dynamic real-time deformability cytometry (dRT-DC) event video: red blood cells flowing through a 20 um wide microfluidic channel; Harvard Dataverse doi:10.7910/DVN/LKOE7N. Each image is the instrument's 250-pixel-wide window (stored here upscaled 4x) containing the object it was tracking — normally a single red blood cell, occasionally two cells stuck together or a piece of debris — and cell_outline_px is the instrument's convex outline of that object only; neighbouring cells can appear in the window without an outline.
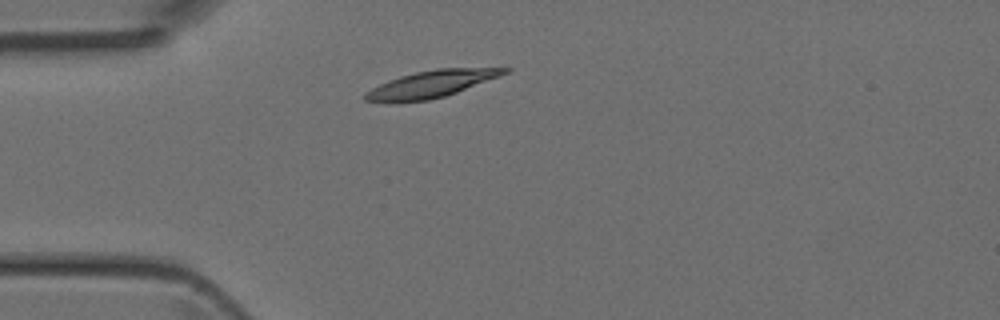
{"species": "Egyptian fruit bat (a non-hibernating species)", "species_latin": "Rousettus aegyptiacus", "temperature_condition": "room temperature", "stored_images_in_passage": 2, "camera_frame_rate_fps": 3000, "um_per_image_px": 0.085, "animal": {"sex": "female"}, "frame": {"image": 1, "passage_image": 2, "time_ms": 0.333, "image_size_px": [1000, 320], "cell_outline_px": [[512, 68], [508, 72], [500, 76], [456, 92], [444, 96], [428, 100], [388, 104], [384, 104], [364, 100], [364, 92], [388, 80], [400, 76], [416, 72], [436, 68]], "centroid_in_image_um": [36.56, 7.17], "position_along_channel_um": 48.4, "area_um2": 22.02}}